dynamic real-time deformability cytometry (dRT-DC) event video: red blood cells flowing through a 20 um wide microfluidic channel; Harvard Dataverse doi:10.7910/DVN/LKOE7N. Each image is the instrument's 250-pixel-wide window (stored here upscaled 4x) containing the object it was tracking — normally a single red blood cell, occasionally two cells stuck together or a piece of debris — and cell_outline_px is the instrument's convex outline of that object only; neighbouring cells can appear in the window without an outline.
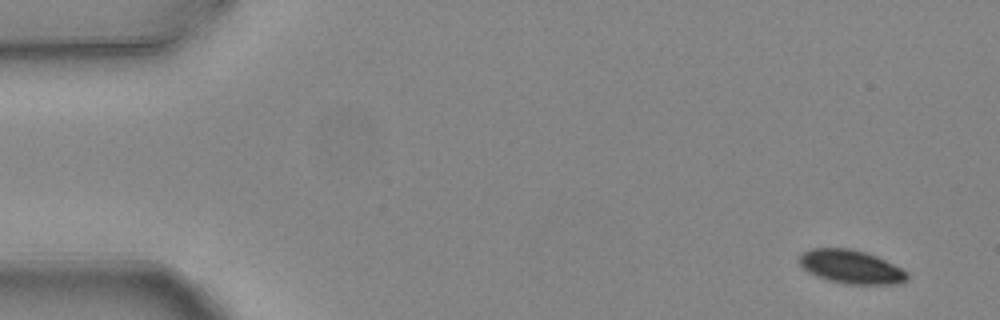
{"species": "common noctule bat (a hibernating species)", "species_latin": "Nyctalus noctula", "temperature_condition": "warm", "stored_images_in_passage": 7, "camera_frame_rate_fps": 3000, "um_per_image_px": 0.085, "animal": {"sex": "female", "body_mass_g": 24.6, "forearm_length_mm": 56.2}, "frame": {"image": 1, "passage_image": 1, "time_ms": 0.0, "image_size_px": [1000, 320], "cell_outline_px": [[908, 276], [900, 284], [844, 284], [828, 280], [816, 276], [808, 272], [796, 260], [804, 252], [812, 248], [848, 248], [864, 252], [876, 256], [908, 272]], "centroid_in_image_um": [72.3, 22.68], "position_along_channel_um": 12.7, "area_um2": 20.98}}
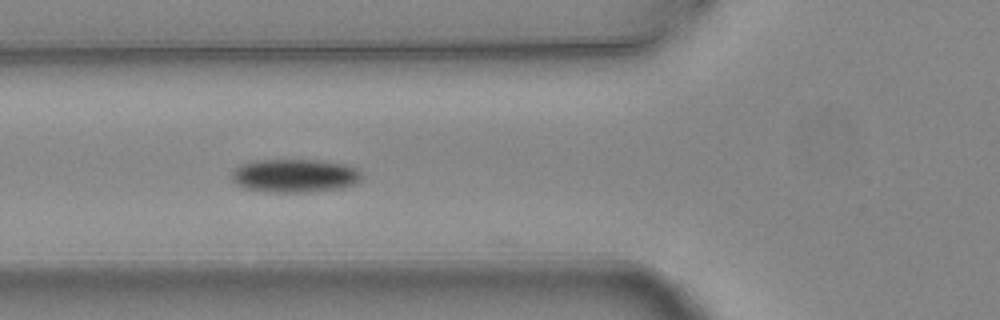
{"frame": {"image": 2, "passage_image": 6, "time_ms": 1.667, "image_size_px": [1000, 320], "cell_outline_px": [[360, 180], [356, 184], [344, 188], [308, 192], [272, 192], [244, 188], [236, 184], [232, 180], [232, 172], [240, 164], [252, 160], [320, 160], [348, 164], [356, 168], [360, 172]], "centroid_in_image_um": [25.07, 14.93], "position_along_channel_um": 100.7, "area_um2": 25.55}}
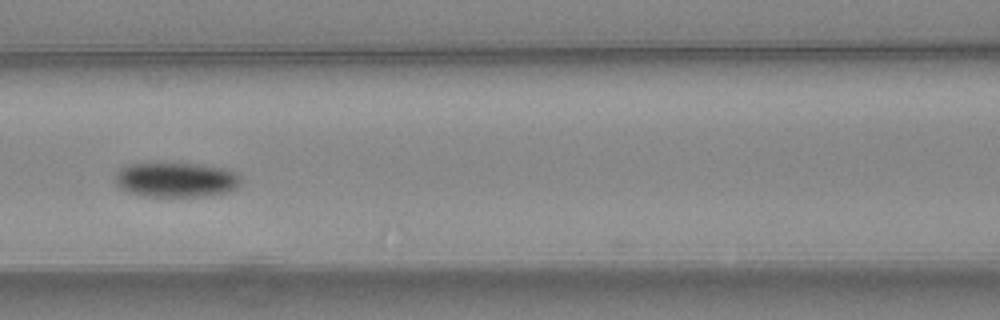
{"frame": {"image": 3, "passage_image": 7, "time_ms": 2.0, "image_size_px": [1000, 320], "cell_outline_px": [[244, 176], [240, 184], [236, 188], [228, 192], [208, 196], [148, 196], [128, 192], [120, 188], [116, 184], [116, 172], [120, 168], [128, 164], [200, 164], [228, 168]], "centroid_in_image_um": [15.05, 15.28], "position_along_channel_um": 151.6, "area_um2": 25.66}}